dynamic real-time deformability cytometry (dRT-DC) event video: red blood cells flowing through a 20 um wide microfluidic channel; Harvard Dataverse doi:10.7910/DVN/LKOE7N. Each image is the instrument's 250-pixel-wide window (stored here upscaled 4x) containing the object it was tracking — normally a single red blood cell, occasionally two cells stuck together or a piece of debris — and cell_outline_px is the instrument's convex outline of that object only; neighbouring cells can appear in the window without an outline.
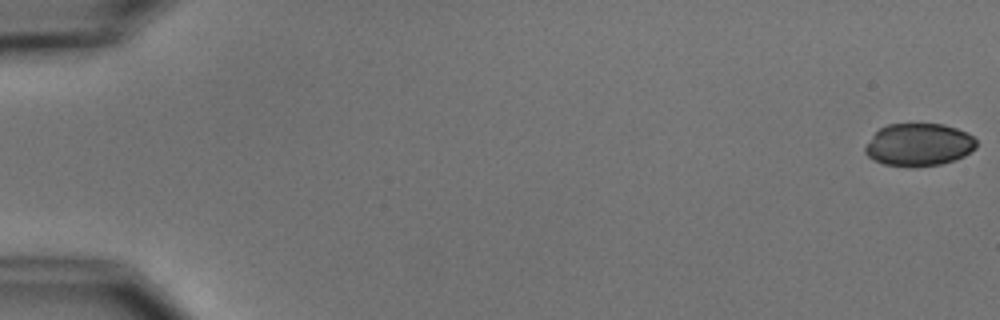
{"species": "common noctule bat (a hibernating species)", "species_latin": "Nyctalus noctula", "temperature_condition": "cold", "stored_images_in_passage": 7, "camera_frame_rate_fps": 3000, "um_per_image_px": 0.085, "animal": {"sex": "male", "body_mass_g": 15.6}, "frame": {"image": 1, "passage_image": 1, "time_ms": 0.0, "image_size_px": [1000, 320], "cell_outline_px": [[976, 148], [964, 156], [940, 164], [884, 164], [872, 160], [864, 152], [864, 148], [872, 136], [880, 128], [888, 124], [944, 124], [968, 132], [976, 140]], "centroid_in_image_um": [78.1, 12.26], "position_along_channel_um": 6.9, "area_um2": 26.99}}
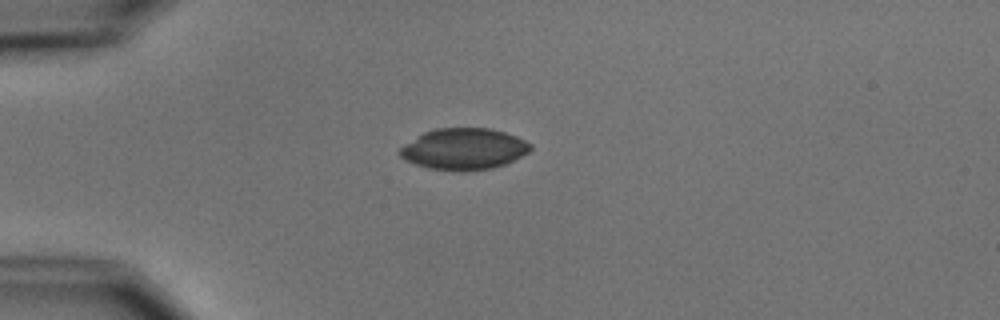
{"frame": {"image": 2, "passage_image": 5, "time_ms": 4.667, "image_size_px": [1000, 320], "cell_outline_px": [[532, 148], [528, 152], [504, 164], [492, 168], [460, 172], [428, 168], [404, 160], [396, 152], [404, 144], [416, 136], [424, 132], [436, 128], [488, 128], [504, 132], [516, 136], [532, 144]], "centroid_in_image_um": [39.38, 12.66], "position_along_channel_um": 45.6, "area_um2": 31.56}}